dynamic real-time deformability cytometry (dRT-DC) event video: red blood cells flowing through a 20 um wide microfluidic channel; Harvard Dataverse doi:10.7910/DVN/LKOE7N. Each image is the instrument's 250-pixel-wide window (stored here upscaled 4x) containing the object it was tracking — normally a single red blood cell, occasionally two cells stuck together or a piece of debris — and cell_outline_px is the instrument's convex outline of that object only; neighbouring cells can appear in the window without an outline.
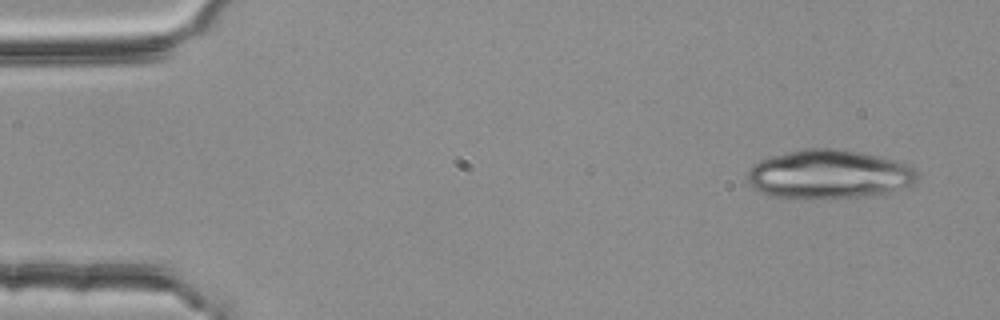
{"species": "common noctule bat (a hibernating species)", "species_latin": "Nyctalus noctula", "temperature_condition": "room temperature", "stored_images_in_passage": 4, "segment_of_instrument_passage": [1, 2], "camera_frame_rate_fps": 3000, "um_per_image_px": 0.085, "animal": {"sex": "female", "body_mass_g": 25.1}, "frame": {"image": 1, "passage_image": 1, "time_ms": 0.0, "image_size_px": [1000, 320], "cell_outline_px": [[920, 180], [912, 184], [884, 196], [768, 196], [752, 188], [748, 180], [748, 168], [752, 164], [760, 160], [772, 156], [804, 148], [844, 148], [880, 156], [896, 160], [912, 168], [920, 176]], "centroid_in_image_um": [70.51, 14.78], "position_along_channel_um": 14.5, "area_um2": 48.26}}